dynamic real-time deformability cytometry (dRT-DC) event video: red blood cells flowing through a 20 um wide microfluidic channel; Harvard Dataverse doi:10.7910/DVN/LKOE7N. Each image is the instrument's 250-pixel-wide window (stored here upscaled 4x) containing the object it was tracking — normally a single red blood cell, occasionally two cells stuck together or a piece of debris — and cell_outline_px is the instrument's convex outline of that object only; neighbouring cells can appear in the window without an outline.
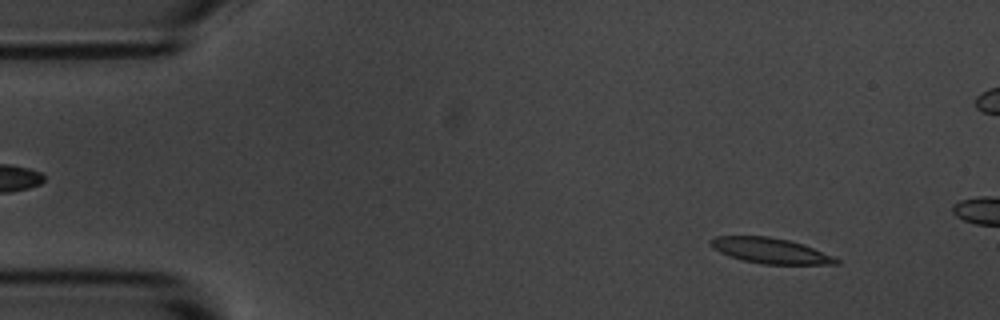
{"species": "common noctule bat (a hibernating species)", "species_latin": "Nyctalus noctula", "temperature_condition": "room temperature", "stored_images_in_passage": 4, "camera_frame_rate_fps": 3000, "um_per_image_px": 0.085, "animal": {"sex": "male", "body_mass_g": 20.1, "forearm_length_mm": 53.5}, "frame": {"image": 1, "passage_image": 1, "time_ms": 0.0, "image_size_px": [1000, 320], "cell_outline_px": [[840, 264], [764, 264], [744, 260], [720, 252], [712, 248], [708, 240], [716, 236], [768, 236], [788, 240], [812, 248], [832, 256], [840, 260]], "centroid_in_image_um": [65.45, 21.3], "position_along_channel_um": 19.6, "area_um2": 18.26}}